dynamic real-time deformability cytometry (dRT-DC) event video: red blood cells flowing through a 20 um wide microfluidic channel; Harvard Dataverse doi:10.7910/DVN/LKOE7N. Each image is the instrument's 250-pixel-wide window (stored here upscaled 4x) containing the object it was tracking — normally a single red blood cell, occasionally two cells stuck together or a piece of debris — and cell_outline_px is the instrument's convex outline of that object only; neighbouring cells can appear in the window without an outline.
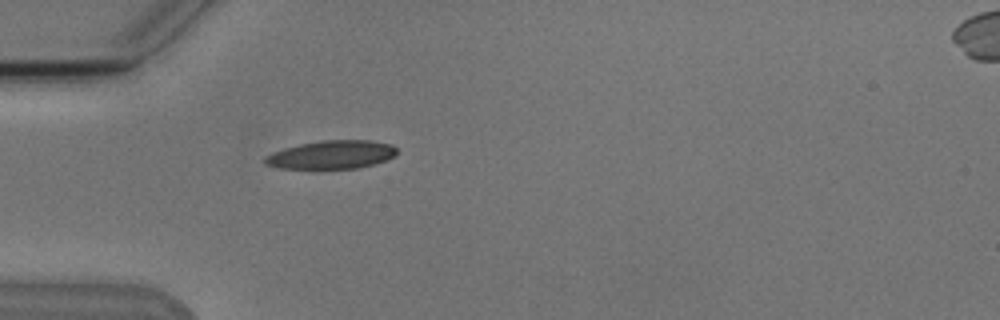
{"species": "Egyptian fruit bat (a non-hibernating species)", "species_latin": "Rousettus aegyptiacus", "temperature_condition": "cold", "stored_images_in_passage": 1, "camera_frame_rate_fps": 3000, "um_per_image_px": 0.085, "animal": {"sex": "male"}, "frame": {"image": 1, "passage_image": 1, "time_ms": 0.0, "image_size_px": [1000, 320], "cell_outline_px": [[396, 156], [372, 164], [356, 168], [280, 168], [264, 164], [264, 156], [272, 152], [284, 148], [300, 144], [324, 140], [372, 140], [392, 144], [396, 148]], "centroid_in_image_um": [28.17, 13.14], "position_along_channel_um": 56.8, "area_um2": 21.68}}